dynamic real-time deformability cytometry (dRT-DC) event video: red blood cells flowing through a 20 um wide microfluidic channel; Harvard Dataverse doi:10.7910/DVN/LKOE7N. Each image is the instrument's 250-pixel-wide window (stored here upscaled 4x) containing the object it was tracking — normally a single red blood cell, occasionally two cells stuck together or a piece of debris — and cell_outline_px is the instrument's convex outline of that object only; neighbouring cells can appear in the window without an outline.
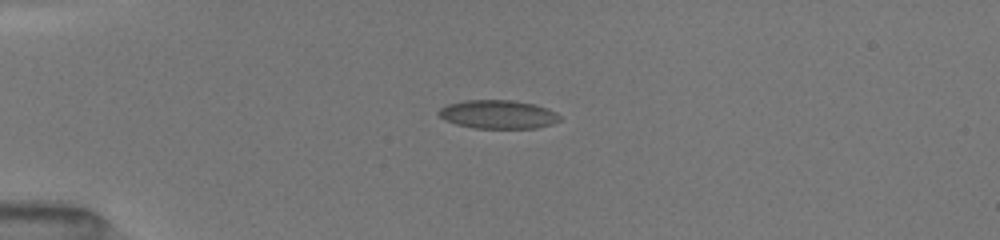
{"species": "common noctule bat (a hibernating species)", "species_latin": "Nyctalus noctula", "temperature_condition": "room temperature", "stored_images_in_passage": 33, "camera_frame_rate_fps": 3000, "um_per_image_px": 0.085, "animal": {"sex": "female", "body_mass_g": 19.5, "forearm_length_mm": 54.1}, "frame": {"image": 1, "passage_image": 1, "time_ms": 0.0, "image_size_px": [1000, 240], "cell_outline_px": [[560, 120], [552, 124], [536, 128], [472, 128], [456, 124], [444, 120], [436, 112], [440, 108], [448, 104], [464, 100], [512, 100], [536, 104], [548, 108], [556, 112], [560, 116]], "centroid_in_image_um": [42.33, 9.72], "position_along_channel_um": 42.7, "area_um2": 20.35}}
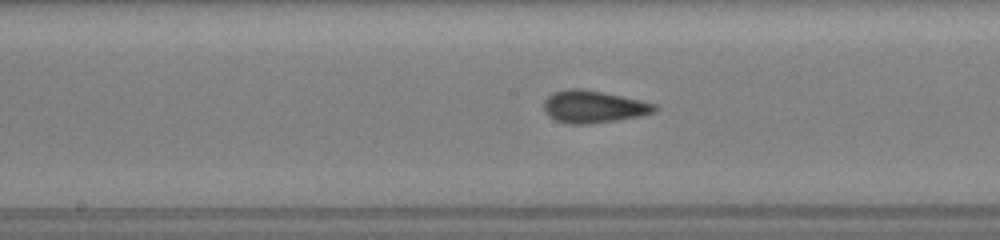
{"frame": {"image": 2, "passage_image": 15, "time_ms": 4.667, "image_size_px": [1000, 240], "cell_outline_px": [[660, 108], [656, 112], [640, 116], [616, 120], [588, 124], [568, 124], [556, 120], [548, 116], [544, 112], [544, 100], [552, 92], [568, 88], [580, 88], [604, 92], [640, 100], [656, 104]], "centroid_in_image_um": [50.44, 9.06], "position_along_channel_um": 197.8, "area_um2": 21.1}}
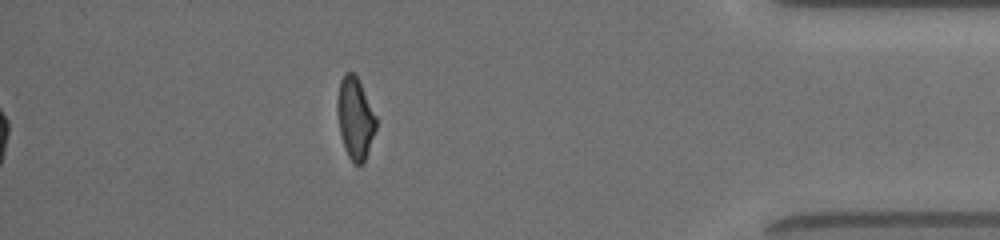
{"frame": {"image": 3, "passage_image": 33, "time_ms": 10.667, "image_size_px": [1000, 240], "cell_outline_px": [[376, 128], [364, 164], [356, 164], [348, 156], [340, 136], [336, 112], [336, 100], [340, 80], [344, 72], [352, 72], [360, 80], [376, 116]], "centroid_in_image_um": [30.17, 10.02], "position_along_channel_um": 405.0, "area_um2": 18.73}, "authors_computed_cell_mechanics": {"area_um2": 19.9988, "velocity_mm_per_s": 4.0634, "shape_relaxation_time_tau1_ms": 10.0488, "shape_relaxation_time_tau2_ms": 1.0344, "deformation_change_tau1": 0.1928, "deformation_change_tau2": 0.0622}}